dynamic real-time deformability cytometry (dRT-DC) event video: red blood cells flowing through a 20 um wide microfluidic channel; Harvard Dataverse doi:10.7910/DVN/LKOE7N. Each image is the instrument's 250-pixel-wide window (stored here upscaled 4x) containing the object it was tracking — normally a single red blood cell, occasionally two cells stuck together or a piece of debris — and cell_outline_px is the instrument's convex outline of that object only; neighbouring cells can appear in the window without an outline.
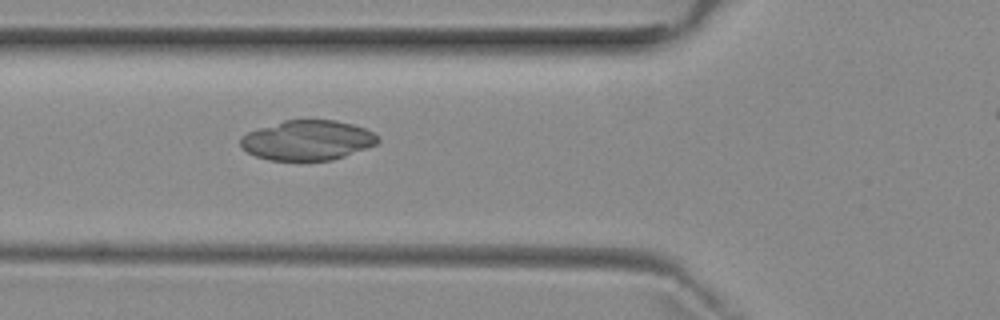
{"species": "common noctule bat (a hibernating species)", "species_latin": "Nyctalus noctula", "temperature_condition": "room temperature", "stored_images_in_passage": 8, "camera_frame_rate_fps": 3000, "um_per_image_px": 0.085, "animal": {"sex": "female", "body_mass_g": 29.2, "forearm_length_mm": 56.3}, "frame": {"image": 1, "passage_image": 7, "time_ms": 7.333, "image_size_px": [1000, 320], "cell_outline_px": [[380, 140], [376, 144], [344, 156], [332, 160], [268, 160], [256, 156], [248, 152], [240, 144], [240, 140], [248, 132], [284, 120], [336, 120], [352, 124], [364, 128], [380, 136]], "centroid_in_image_um": [26.16, 11.92], "position_along_channel_um": 99.6, "area_um2": 31.62}}